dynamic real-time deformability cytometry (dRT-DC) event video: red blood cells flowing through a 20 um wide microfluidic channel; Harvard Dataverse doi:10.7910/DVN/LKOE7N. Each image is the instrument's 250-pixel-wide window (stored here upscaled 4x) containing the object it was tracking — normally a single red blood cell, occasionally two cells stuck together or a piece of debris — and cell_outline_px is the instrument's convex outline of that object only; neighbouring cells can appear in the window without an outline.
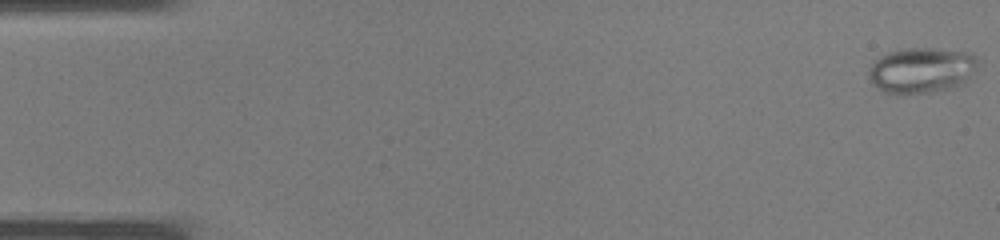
{"species": "common noctule bat (a hibernating species)", "species_latin": "Nyctalus noctula", "temperature_condition": "warm", "stored_images_in_passage": 38, "camera_frame_rate_fps": 3000, "um_per_image_px": 0.085, "animal": {"sex": "male", "body_mass_g": 19.0, "forearm_length_mm": 50.8}, "frame": {"image": 1, "passage_image": 1, "time_ms": 0.0, "image_size_px": [1000, 240], "cell_outline_px": [[976, 68], [964, 84], [952, 88], [928, 92], [884, 92], [872, 84], [868, 76], [868, 72], [872, 64], [880, 56], [888, 52], [908, 48], [932, 48], [972, 52], [976, 56]], "centroid_in_image_um": [78.35, 5.94], "position_along_channel_um": 6.7, "area_um2": 28.73}}
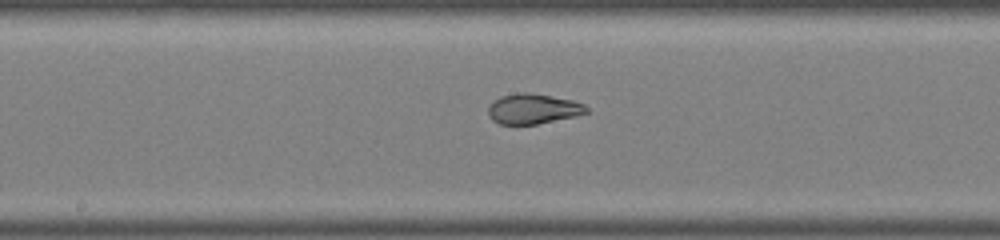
{"frame": {"image": 2, "passage_image": 20, "time_ms": 6.333, "image_size_px": [1000, 240], "cell_outline_px": [[588, 112], [576, 116], [536, 124], [500, 124], [492, 120], [488, 116], [488, 104], [500, 96], [516, 92], [528, 92], [552, 96], [572, 100], [584, 104], [588, 108]], "centroid_in_image_um": [45.27, 9.24], "position_along_channel_um": 202.9, "area_um2": 17.4}}
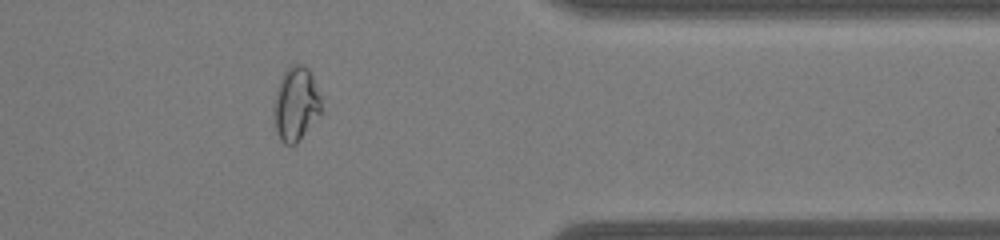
{"frame": {"image": 3, "passage_image": 31, "time_ms": 10.0, "image_size_px": [1000, 240], "cell_outline_px": [[324, 112], [296, 144], [284, 144], [280, 140], [276, 132], [276, 92], [280, 80], [284, 72], [292, 64], [304, 64], [308, 68], [312, 76], [320, 96]], "centroid_in_image_um": [25.22, 8.85], "position_along_channel_um": 386.2, "area_um2": 20.29}}